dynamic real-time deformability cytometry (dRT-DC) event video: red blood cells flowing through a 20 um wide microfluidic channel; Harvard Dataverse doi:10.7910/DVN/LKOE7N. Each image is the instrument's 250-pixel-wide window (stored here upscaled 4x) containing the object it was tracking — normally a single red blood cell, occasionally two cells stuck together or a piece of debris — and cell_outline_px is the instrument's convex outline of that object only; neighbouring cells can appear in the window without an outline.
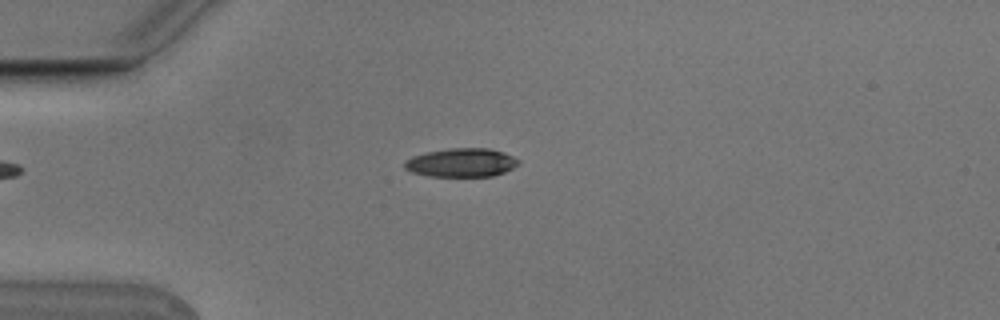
{"species": "Egyptian fruit bat (a non-hibernating species)", "species_latin": "Rousettus aegyptiacus", "temperature_condition": "cold", "stored_images_in_passage": 5, "camera_frame_rate_fps": 3000, "um_per_image_px": 0.085, "animal": {"sex": "male"}, "frame": {"image": 1, "passage_image": 3, "time_ms": 0.667, "image_size_px": [1000, 320], "cell_outline_px": [[520, 164], [504, 172], [492, 176], [428, 176], [412, 172], [404, 168], [404, 160], [412, 156], [428, 152], [448, 148], [488, 148], [504, 152], [520, 160]], "centroid_in_image_um": [39.22, 13.82], "position_along_channel_um": 45.8, "area_um2": 19.07}}